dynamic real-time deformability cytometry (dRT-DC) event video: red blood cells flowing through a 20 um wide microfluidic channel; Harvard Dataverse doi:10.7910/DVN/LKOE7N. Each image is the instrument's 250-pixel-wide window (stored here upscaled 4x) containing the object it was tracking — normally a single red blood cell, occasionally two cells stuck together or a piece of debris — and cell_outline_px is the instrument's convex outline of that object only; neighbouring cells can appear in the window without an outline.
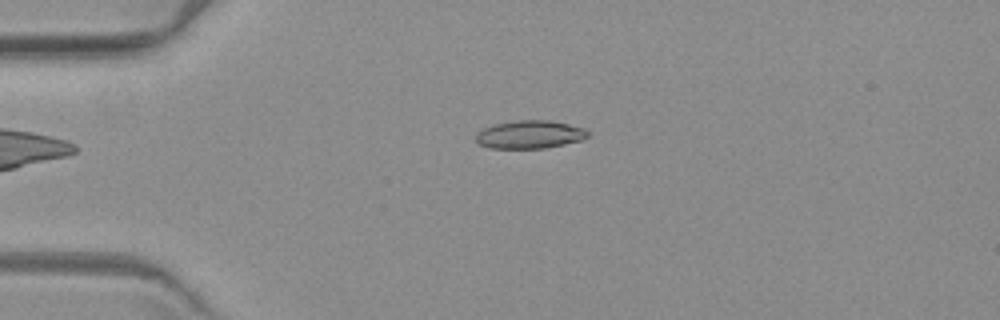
{"species": "common noctule bat (a hibernating species)", "species_latin": "Nyctalus noctula", "temperature_condition": "warm", "stored_images_in_passage": 4, "camera_frame_rate_fps": 3000, "um_per_image_px": 0.085, "animal": {"sex": "female", "body_mass_g": 19.3, "forearm_length_mm": 54.1}, "frame": {"image": 1, "passage_image": 4, "time_ms": 4.667, "image_size_px": [1000, 320], "cell_outline_px": [[588, 136], [580, 140], [564, 144], [544, 148], [488, 148], [476, 144], [476, 132], [484, 128], [496, 124], [516, 120], [548, 120], [568, 124], [584, 128], [588, 132]], "centroid_in_image_um": [44.98, 11.44], "position_along_channel_um": 40.0, "area_um2": 18.26}}